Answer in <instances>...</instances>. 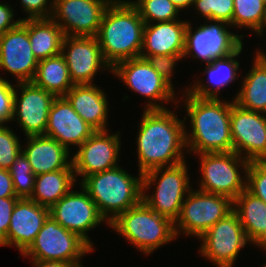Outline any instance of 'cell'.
<instances>
[{"mask_svg": "<svg viewBox=\"0 0 266 267\" xmlns=\"http://www.w3.org/2000/svg\"><path fill=\"white\" fill-rule=\"evenodd\" d=\"M198 156L202 175L198 190L226 196L232 201L246 190L250 161L233 151L201 153Z\"/></svg>", "mask_w": 266, "mask_h": 267, "instance_id": "cell-7", "label": "cell"}, {"mask_svg": "<svg viewBox=\"0 0 266 267\" xmlns=\"http://www.w3.org/2000/svg\"><path fill=\"white\" fill-rule=\"evenodd\" d=\"M28 36L38 61L61 54L64 34L52 18L28 19Z\"/></svg>", "mask_w": 266, "mask_h": 267, "instance_id": "cell-27", "label": "cell"}, {"mask_svg": "<svg viewBox=\"0 0 266 267\" xmlns=\"http://www.w3.org/2000/svg\"><path fill=\"white\" fill-rule=\"evenodd\" d=\"M34 267H72L73 265L61 261H31Z\"/></svg>", "mask_w": 266, "mask_h": 267, "instance_id": "cell-43", "label": "cell"}, {"mask_svg": "<svg viewBox=\"0 0 266 267\" xmlns=\"http://www.w3.org/2000/svg\"><path fill=\"white\" fill-rule=\"evenodd\" d=\"M109 227L147 256L177 239L174 222L156 213L143 201L121 213Z\"/></svg>", "mask_w": 266, "mask_h": 267, "instance_id": "cell-5", "label": "cell"}, {"mask_svg": "<svg viewBox=\"0 0 266 267\" xmlns=\"http://www.w3.org/2000/svg\"><path fill=\"white\" fill-rule=\"evenodd\" d=\"M188 22L185 32V50L183 58H196L204 64L214 59L228 56L235 52L242 44L244 34H235L231 27L222 21H213L199 25L193 30V24Z\"/></svg>", "mask_w": 266, "mask_h": 267, "instance_id": "cell-11", "label": "cell"}, {"mask_svg": "<svg viewBox=\"0 0 266 267\" xmlns=\"http://www.w3.org/2000/svg\"><path fill=\"white\" fill-rule=\"evenodd\" d=\"M188 19L145 24L140 57L147 55H183Z\"/></svg>", "mask_w": 266, "mask_h": 267, "instance_id": "cell-22", "label": "cell"}, {"mask_svg": "<svg viewBox=\"0 0 266 267\" xmlns=\"http://www.w3.org/2000/svg\"><path fill=\"white\" fill-rule=\"evenodd\" d=\"M94 249L78 234L65 229L50 215L31 246L21 255L30 261H61L80 265L83 256Z\"/></svg>", "mask_w": 266, "mask_h": 267, "instance_id": "cell-8", "label": "cell"}, {"mask_svg": "<svg viewBox=\"0 0 266 267\" xmlns=\"http://www.w3.org/2000/svg\"><path fill=\"white\" fill-rule=\"evenodd\" d=\"M31 82L56 97L65 96L74 86L62 54L39 60Z\"/></svg>", "mask_w": 266, "mask_h": 267, "instance_id": "cell-29", "label": "cell"}, {"mask_svg": "<svg viewBox=\"0 0 266 267\" xmlns=\"http://www.w3.org/2000/svg\"><path fill=\"white\" fill-rule=\"evenodd\" d=\"M192 7L207 22L222 21L233 28L234 0H194Z\"/></svg>", "mask_w": 266, "mask_h": 267, "instance_id": "cell-34", "label": "cell"}, {"mask_svg": "<svg viewBox=\"0 0 266 267\" xmlns=\"http://www.w3.org/2000/svg\"><path fill=\"white\" fill-rule=\"evenodd\" d=\"M256 54H255V59L265 68L266 70V53L264 52V50H261L258 48L256 49Z\"/></svg>", "mask_w": 266, "mask_h": 267, "instance_id": "cell-45", "label": "cell"}, {"mask_svg": "<svg viewBox=\"0 0 266 267\" xmlns=\"http://www.w3.org/2000/svg\"><path fill=\"white\" fill-rule=\"evenodd\" d=\"M182 93V101L177 102H184L183 107L187 115L183 120L186 122V119H189V127L192 128L189 133L185 124L187 152L198 155L233 151L230 115L234 99L230 102L227 99L200 98L188 92Z\"/></svg>", "mask_w": 266, "mask_h": 267, "instance_id": "cell-2", "label": "cell"}, {"mask_svg": "<svg viewBox=\"0 0 266 267\" xmlns=\"http://www.w3.org/2000/svg\"><path fill=\"white\" fill-rule=\"evenodd\" d=\"M38 59L34 56L28 36V19L0 35V70L16 79V83L31 82L35 76Z\"/></svg>", "mask_w": 266, "mask_h": 267, "instance_id": "cell-19", "label": "cell"}, {"mask_svg": "<svg viewBox=\"0 0 266 267\" xmlns=\"http://www.w3.org/2000/svg\"><path fill=\"white\" fill-rule=\"evenodd\" d=\"M112 0H54L51 18L64 36L95 37Z\"/></svg>", "mask_w": 266, "mask_h": 267, "instance_id": "cell-17", "label": "cell"}, {"mask_svg": "<svg viewBox=\"0 0 266 267\" xmlns=\"http://www.w3.org/2000/svg\"><path fill=\"white\" fill-rule=\"evenodd\" d=\"M72 267H83V264H80V265H74Z\"/></svg>", "mask_w": 266, "mask_h": 267, "instance_id": "cell-48", "label": "cell"}, {"mask_svg": "<svg viewBox=\"0 0 266 267\" xmlns=\"http://www.w3.org/2000/svg\"><path fill=\"white\" fill-rule=\"evenodd\" d=\"M94 132L65 96L55 98L49 111L45 136L57 140L70 151L72 145L78 148Z\"/></svg>", "mask_w": 266, "mask_h": 267, "instance_id": "cell-20", "label": "cell"}, {"mask_svg": "<svg viewBox=\"0 0 266 267\" xmlns=\"http://www.w3.org/2000/svg\"><path fill=\"white\" fill-rule=\"evenodd\" d=\"M14 9L10 4L0 2V35H3L8 30L15 28L22 20L15 19Z\"/></svg>", "mask_w": 266, "mask_h": 267, "instance_id": "cell-41", "label": "cell"}, {"mask_svg": "<svg viewBox=\"0 0 266 267\" xmlns=\"http://www.w3.org/2000/svg\"><path fill=\"white\" fill-rule=\"evenodd\" d=\"M73 169H63L37 175L29 199L50 208L66 195L77 182Z\"/></svg>", "mask_w": 266, "mask_h": 267, "instance_id": "cell-28", "label": "cell"}, {"mask_svg": "<svg viewBox=\"0 0 266 267\" xmlns=\"http://www.w3.org/2000/svg\"><path fill=\"white\" fill-rule=\"evenodd\" d=\"M179 11L183 9H189L193 5L194 0H170Z\"/></svg>", "mask_w": 266, "mask_h": 267, "instance_id": "cell-44", "label": "cell"}, {"mask_svg": "<svg viewBox=\"0 0 266 267\" xmlns=\"http://www.w3.org/2000/svg\"><path fill=\"white\" fill-rule=\"evenodd\" d=\"M15 85L0 76V126L12 122Z\"/></svg>", "mask_w": 266, "mask_h": 267, "instance_id": "cell-38", "label": "cell"}, {"mask_svg": "<svg viewBox=\"0 0 266 267\" xmlns=\"http://www.w3.org/2000/svg\"><path fill=\"white\" fill-rule=\"evenodd\" d=\"M144 25L130 0L111 1L95 36L111 68L121 61L140 57Z\"/></svg>", "mask_w": 266, "mask_h": 267, "instance_id": "cell-3", "label": "cell"}, {"mask_svg": "<svg viewBox=\"0 0 266 267\" xmlns=\"http://www.w3.org/2000/svg\"><path fill=\"white\" fill-rule=\"evenodd\" d=\"M246 190L266 203V161H250Z\"/></svg>", "mask_w": 266, "mask_h": 267, "instance_id": "cell-36", "label": "cell"}, {"mask_svg": "<svg viewBox=\"0 0 266 267\" xmlns=\"http://www.w3.org/2000/svg\"><path fill=\"white\" fill-rule=\"evenodd\" d=\"M18 197L0 198V244L7 238L10 218Z\"/></svg>", "mask_w": 266, "mask_h": 267, "instance_id": "cell-40", "label": "cell"}, {"mask_svg": "<svg viewBox=\"0 0 266 267\" xmlns=\"http://www.w3.org/2000/svg\"><path fill=\"white\" fill-rule=\"evenodd\" d=\"M243 44L232 54L214 59L211 63L205 65L204 71L201 73L208 77V79H202L193 81L192 86H187L184 92L200 97V98H220V91L229 84L238 79V75H241L239 70L240 62L237 60L238 56L243 51ZM237 57V58H236ZM238 71L240 73H238ZM207 80V82L203 81ZM206 83V84H205ZM208 83V84H207Z\"/></svg>", "mask_w": 266, "mask_h": 267, "instance_id": "cell-24", "label": "cell"}, {"mask_svg": "<svg viewBox=\"0 0 266 267\" xmlns=\"http://www.w3.org/2000/svg\"><path fill=\"white\" fill-rule=\"evenodd\" d=\"M20 138L9 126H0V168L8 170L22 151Z\"/></svg>", "mask_w": 266, "mask_h": 267, "instance_id": "cell-35", "label": "cell"}, {"mask_svg": "<svg viewBox=\"0 0 266 267\" xmlns=\"http://www.w3.org/2000/svg\"><path fill=\"white\" fill-rule=\"evenodd\" d=\"M145 59L174 88L171 77L176 63L183 60V55H147Z\"/></svg>", "mask_w": 266, "mask_h": 267, "instance_id": "cell-37", "label": "cell"}, {"mask_svg": "<svg viewBox=\"0 0 266 267\" xmlns=\"http://www.w3.org/2000/svg\"><path fill=\"white\" fill-rule=\"evenodd\" d=\"M266 4L263 0H234L233 28L258 33L263 24Z\"/></svg>", "mask_w": 266, "mask_h": 267, "instance_id": "cell-31", "label": "cell"}, {"mask_svg": "<svg viewBox=\"0 0 266 267\" xmlns=\"http://www.w3.org/2000/svg\"><path fill=\"white\" fill-rule=\"evenodd\" d=\"M233 211L248 241L257 248L266 247V203L244 190L233 201Z\"/></svg>", "mask_w": 266, "mask_h": 267, "instance_id": "cell-26", "label": "cell"}, {"mask_svg": "<svg viewBox=\"0 0 266 267\" xmlns=\"http://www.w3.org/2000/svg\"><path fill=\"white\" fill-rule=\"evenodd\" d=\"M261 250L265 251L266 252V247L264 248H261ZM262 267H266V263L262 266Z\"/></svg>", "mask_w": 266, "mask_h": 267, "instance_id": "cell-47", "label": "cell"}, {"mask_svg": "<svg viewBox=\"0 0 266 267\" xmlns=\"http://www.w3.org/2000/svg\"><path fill=\"white\" fill-rule=\"evenodd\" d=\"M266 29V13H265V18H264V21H263V24L261 26V29L260 31L257 33V35H260L261 37H263V34H265L264 30Z\"/></svg>", "mask_w": 266, "mask_h": 267, "instance_id": "cell-46", "label": "cell"}, {"mask_svg": "<svg viewBox=\"0 0 266 267\" xmlns=\"http://www.w3.org/2000/svg\"><path fill=\"white\" fill-rule=\"evenodd\" d=\"M233 211V201L222 195L191 189L174 222L176 237L183 233L199 239L209 228Z\"/></svg>", "mask_w": 266, "mask_h": 267, "instance_id": "cell-10", "label": "cell"}, {"mask_svg": "<svg viewBox=\"0 0 266 267\" xmlns=\"http://www.w3.org/2000/svg\"><path fill=\"white\" fill-rule=\"evenodd\" d=\"M107 94L96 84L74 85L65 95L77 114L95 131H107Z\"/></svg>", "mask_w": 266, "mask_h": 267, "instance_id": "cell-25", "label": "cell"}, {"mask_svg": "<svg viewBox=\"0 0 266 267\" xmlns=\"http://www.w3.org/2000/svg\"><path fill=\"white\" fill-rule=\"evenodd\" d=\"M26 141L27 145L22 148V151L36 176L63 169H73L72 150L69 151L57 140L45 135H37L26 137Z\"/></svg>", "mask_w": 266, "mask_h": 267, "instance_id": "cell-23", "label": "cell"}, {"mask_svg": "<svg viewBox=\"0 0 266 267\" xmlns=\"http://www.w3.org/2000/svg\"><path fill=\"white\" fill-rule=\"evenodd\" d=\"M188 171L185 160L173 166L155 168L144 173L142 201L156 213L175 222L184 199L192 189ZM153 185L156 186L155 191L150 195L148 189Z\"/></svg>", "mask_w": 266, "mask_h": 267, "instance_id": "cell-6", "label": "cell"}, {"mask_svg": "<svg viewBox=\"0 0 266 267\" xmlns=\"http://www.w3.org/2000/svg\"><path fill=\"white\" fill-rule=\"evenodd\" d=\"M240 90L234 101L240 107L266 114V70L253 58L252 66L242 77Z\"/></svg>", "mask_w": 266, "mask_h": 267, "instance_id": "cell-30", "label": "cell"}, {"mask_svg": "<svg viewBox=\"0 0 266 267\" xmlns=\"http://www.w3.org/2000/svg\"><path fill=\"white\" fill-rule=\"evenodd\" d=\"M107 131H95L86 139L72 156V165L75 177L81 181L94 173L103 172L119 166L121 150L120 135Z\"/></svg>", "mask_w": 266, "mask_h": 267, "instance_id": "cell-15", "label": "cell"}, {"mask_svg": "<svg viewBox=\"0 0 266 267\" xmlns=\"http://www.w3.org/2000/svg\"><path fill=\"white\" fill-rule=\"evenodd\" d=\"M17 197L8 170L0 168V198Z\"/></svg>", "mask_w": 266, "mask_h": 267, "instance_id": "cell-42", "label": "cell"}, {"mask_svg": "<svg viewBox=\"0 0 266 267\" xmlns=\"http://www.w3.org/2000/svg\"><path fill=\"white\" fill-rule=\"evenodd\" d=\"M199 254L216 267H234L240 250L250 244L238 215L232 211L200 238Z\"/></svg>", "mask_w": 266, "mask_h": 267, "instance_id": "cell-12", "label": "cell"}, {"mask_svg": "<svg viewBox=\"0 0 266 267\" xmlns=\"http://www.w3.org/2000/svg\"><path fill=\"white\" fill-rule=\"evenodd\" d=\"M48 216V207L29 198H19L11 214L7 238L0 246H16L22 255L34 242Z\"/></svg>", "mask_w": 266, "mask_h": 267, "instance_id": "cell-21", "label": "cell"}, {"mask_svg": "<svg viewBox=\"0 0 266 267\" xmlns=\"http://www.w3.org/2000/svg\"><path fill=\"white\" fill-rule=\"evenodd\" d=\"M233 152L248 161H266V114L231 106Z\"/></svg>", "mask_w": 266, "mask_h": 267, "instance_id": "cell-14", "label": "cell"}, {"mask_svg": "<svg viewBox=\"0 0 266 267\" xmlns=\"http://www.w3.org/2000/svg\"><path fill=\"white\" fill-rule=\"evenodd\" d=\"M142 112L136 138L139 173L185 161L184 120L168 107Z\"/></svg>", "mask_w": 266, "mask_h": 267, "instance_id": "cell-1", "label": "cell"}, {"mask_svg": "<svg viewBox=\"0 0 266 267\" xmlns=\"http://www.w3.org/2000/svg\"><path fill=\"white\" fill-rule=\"evenodd\" d=\"M20 5L28 15L25 19L51 18L54 0H20Z\"/></svg>", "mask_w": 266, "mask_h": 267, "instance_id": "cell-39", "label": "cell"}, {"mask_svg": "<svg viewBox=\"0 0 266 267\" xmlns=\"http://www.w3.org/2000/svg\"><path fill=\"white\" fill-rule=\"evenodd\" d=\"M143 176L130 175L122 167L98 172L85 177L81 185L96 204L108 224L121 213L142 201Z\"/></svg>", "mask_w": 266, "mask_h": 267, "instance_id": "cell-4", "label": "cell"}, {"mask_svg": "<svg viewBox=\"0 0 266 267\" xmlns=\"http://www.w3.org/2000/svg\"><path fill=\"white\" fill-rule=\"evenodd\" d=\"M111 74L122 80L131 91L147 98L145 110L166 109L167 106L163 105L165 102L170 104V101L179 107L175 88L145 58L136 57L121 61L112 67Z\"/></svg>", "mask_w": 266, "mask_h": 267, "instance_id": "cell-9", "label": "cell"}, {"mask_svg": "<svg viewBox=\"0 0 266 267\" xmlns=\"http://www.w3.org/2000/svg\"><path fill=\"white\" fill-rule=\"evenodd\" d=\"M81 190H70L57 203L49 208V215L65 229L78 234L93 249V242L88 231L100 224H109L100 215L96 204L80 185Z\"/></svg>", "mask_w": 266, "mask_h": 267, "instance_id": "cell-13", "label": "cell"}, {"mask_svg": "<svg viewBox=\"0 0 266 267\" xmlns=\"http://www.w3.org/2000/svg\"><path fill=\"white\" fill-rule=\"evenodd\" d=\"M145 24L179 20L180 11L170 0H133Z\"/></svg>", "mask_w": 266, "mask_h": 267, "instance_id": "cell-32", "label": "cell"}, {"mask_svg": "<svg viewBox=\"0 0 266 267\" xmlns=\"http://www.w3.org/2000/svg\"><path fill=\"white\" fill-rule=\"evenodd\" d=\"M16 196L18 198H30L33 189L36 175L32 172L30 163L23 151L16 156L15 162L8 169Z\"/></svg>", "mask_w": 266, "mask_h": 267, "instance_id": "cell-33", "label": "cell"}, {"mask_svg": "<svg viewBox=\"0 0 266 267\" xmlns=\"http://www.w3.org/2000/svg\"><path fill=\"white\" fill-rule=\"evenodd\" d=\"M61 54L74 85L94 84L99 70L110 73L112 69L105 61L96 37L64 36Z\"/></svg>", "mask_w": 266, "mask_h": 267, "instance_id": "cell-18", "label": "cell"}, {"mask_svg": "<svg viewBox=\"0 0 266 267\" xmlns=\"http://www.w3.org/2000/svg\"><path fill=\"white\" fill-rule=\"evenodd\" d=\"M55 98L52 93L32 82L15 84L12 121L19 124L24 136L45 135L49 111Z\"/></svg>", "mask_w": 266, "mask_h": 267, "instance_id": "cell-16", "label": "cell"}]
</instances>
